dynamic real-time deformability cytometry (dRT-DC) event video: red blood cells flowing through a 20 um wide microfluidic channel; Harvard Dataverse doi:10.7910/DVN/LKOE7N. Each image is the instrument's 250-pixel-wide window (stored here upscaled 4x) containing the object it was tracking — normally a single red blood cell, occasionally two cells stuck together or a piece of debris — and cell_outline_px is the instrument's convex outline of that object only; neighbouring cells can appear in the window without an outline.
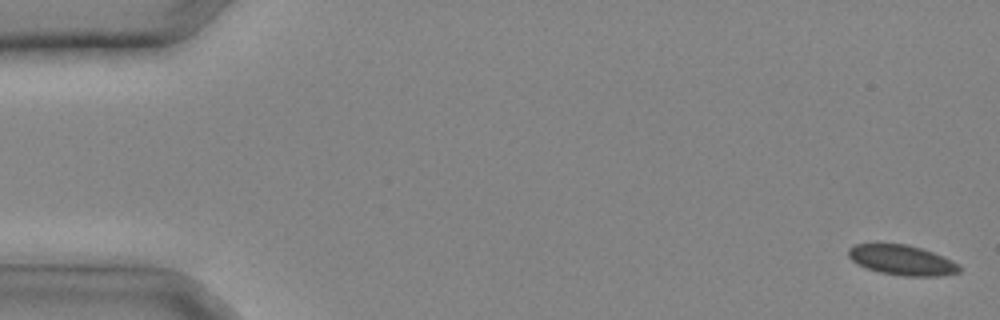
{"species": "common noctule bat (a hibernating species)", "species_latin": "Nyctalus noctula", "temperature_condition": "cold", "stored_images_in_passage": 32, "camera_frame_rate_fps": 3000, "um_per_image_px": 0.085, "animal": {"sex": "male", "body_mass_g": 20.4}, "frame": {"image": 1, "passage_image": 1, "time_ms": 0.0, "image_size_px": [1000, 320], "cell_outline_px": [[960, 272], [940, 276], [904, 276], [880, 272], [868, 268], [852, 260], [848, 256], [848, 248], [856, 244], [904, 244], [920, 248], [932, 252], [956, 264], [960, 268]], "centroid_in_image_um": [76.63, 22.11], "position_along_channel_um": 8.4, "area_um2": 18.9}}
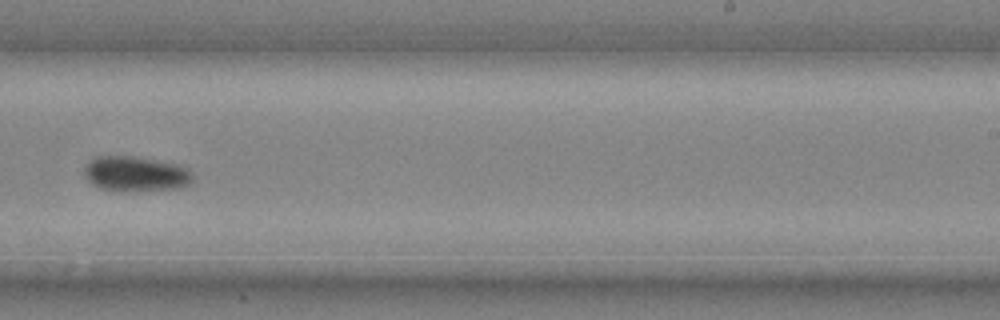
{"frame": {"image": 2, "passage_image": 21, "time_ms": 6.667, "image_size_px": [1000, 320], "cell_outline_px": [[192, 184], [180, 188], [132, 192], [124, 192], [100, 188], [92, 184], [88, 180], [84, 172], [84, 164], [88, 160], [96, 156], [132, 156], [180, 164], [188, 168], [192, 172]], "centroid_in_image_um": [11.55, 14.79], "position_along_channel_um": 277.5, "area_um2": 22.77}}
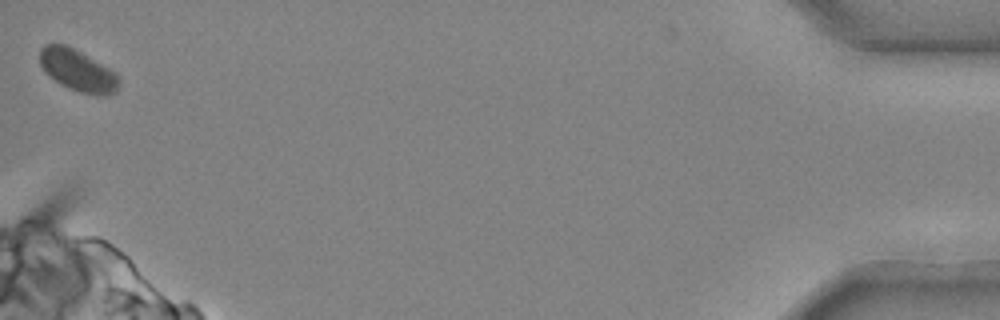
{"frame": {"image": 3, "passage_image": 32, "time_ms": 10.333, "image_size_px": [1000, 320], "cell_outline_px": [[120, 84], [116, 92], [108, 96], [104, 96], [80, 92], [68, 88], [44, 72], [40, 64], [40, 48], [44, 44], [64, 44], [80, 52], [116, 72], [120, 80]], "centroid_in_image_um": [6.62, 6.0], "position_along_channel_um": 428.6, "area_um2": 19.13}}